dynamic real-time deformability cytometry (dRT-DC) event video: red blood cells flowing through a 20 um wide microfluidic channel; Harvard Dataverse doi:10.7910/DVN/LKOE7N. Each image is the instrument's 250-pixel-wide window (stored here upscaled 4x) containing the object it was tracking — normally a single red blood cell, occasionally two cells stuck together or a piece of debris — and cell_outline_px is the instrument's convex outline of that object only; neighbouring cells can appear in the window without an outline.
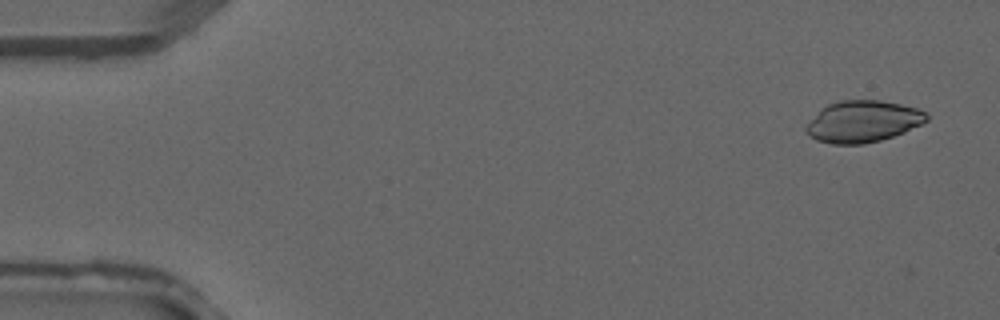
{"species": "common noctule bat (a hibernating species)", "species_latin": "Nyctalus noctula", "temperature_condition": "warm", "stored_images_in_passage": 3, "camera_frame_rate_fps": 3000, "um_per_image_px": 0.085, "animal": {"sex": "male", "forearm_length_mm": 52.5}, "frame": {"image": 1, "passage_image": 1, "time_ms": 0.0, "image_size_px": [1000, 320], "cell_outline_px": [[928, 120], [904, 132], [880, 140], [864, 144], [832, 144], [816, 140], [808, 136], [804, 128], [828, 104], [840, 100], [880, 100], [900, 104], [916, 108], [924, 112], [928, 116]], "centroid_in_image_um": [73.34, 10.33], "position_along_channel_um": 11.7, "area_um2": 28.84}}